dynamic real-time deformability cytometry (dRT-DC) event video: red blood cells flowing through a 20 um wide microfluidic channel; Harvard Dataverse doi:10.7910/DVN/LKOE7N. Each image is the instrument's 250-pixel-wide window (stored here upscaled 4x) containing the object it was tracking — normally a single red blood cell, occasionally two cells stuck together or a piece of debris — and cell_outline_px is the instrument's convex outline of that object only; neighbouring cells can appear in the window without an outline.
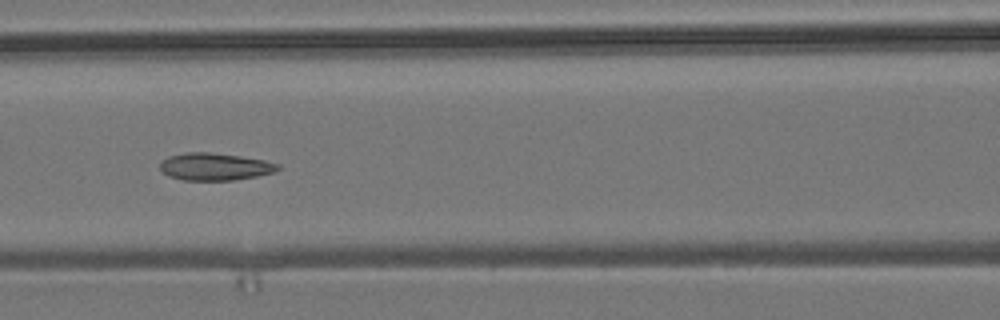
{"species": "common noctule bat (a hibernating species)", "species_latin": "Nyctalus noctula", "temperature_condition": "room temperature", "stored_images_in_passage": 7, "camera_frame_rate_fps": 3000, "um_per_image_px": 0.085, "animal": {"sex": "male", "body_mass_g": 19.2, "forearm_length_mm": 51.8}, "frame": {"image": 1, "passage_image": 7, "time_ms": 7.0, "image_size_px": [1000, 320], "cell_outline_px": [[280, 168], [272, 172], [256, 176], [232, 180], [184, 180], [168, 176], [160, 168], [160, 160], [168, 156], [184, 152], [208, 152], [240, 156], [264, 160], [280, 164]], "centroid_in_image_um": [18.22, 14.15], "position_along_channel_um": 148.4, "area_um2": 18.73}}